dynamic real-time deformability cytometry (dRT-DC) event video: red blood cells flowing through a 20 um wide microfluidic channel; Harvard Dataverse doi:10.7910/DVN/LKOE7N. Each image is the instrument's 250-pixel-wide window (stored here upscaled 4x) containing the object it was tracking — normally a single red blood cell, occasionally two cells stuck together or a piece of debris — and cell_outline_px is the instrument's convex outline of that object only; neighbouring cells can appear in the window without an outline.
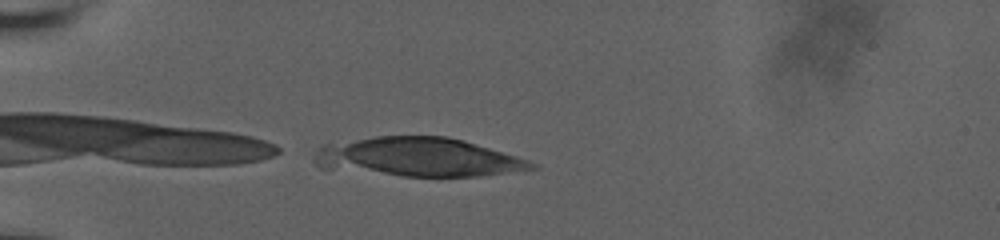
{"species": "human", "species_latin": "Homo sapiens", "temperature_condition": "room temperature", "stored_images_in_passage": 4, "camera_frame_rate_fps": 3000, "um_per_image_px": 0.085, "donor": {"sex": "male"}, "frame": {"image": 1, "passage_image": 1, "time_ms": 0.0, "image_size_px": [1000, 240], "cell_outline_px": [[540, 168], [480, 176], [404, 176], [320, 168], [312, 160], [312, 156], [320, 144], [376, 136], [448, 136], [464, 140], [516, 156], [528, 160], [536, 164]], "centroid_in_image_um": [35.48, 13.35], "position_along_channel_um": 49.5, "area_um2": 49.59}}